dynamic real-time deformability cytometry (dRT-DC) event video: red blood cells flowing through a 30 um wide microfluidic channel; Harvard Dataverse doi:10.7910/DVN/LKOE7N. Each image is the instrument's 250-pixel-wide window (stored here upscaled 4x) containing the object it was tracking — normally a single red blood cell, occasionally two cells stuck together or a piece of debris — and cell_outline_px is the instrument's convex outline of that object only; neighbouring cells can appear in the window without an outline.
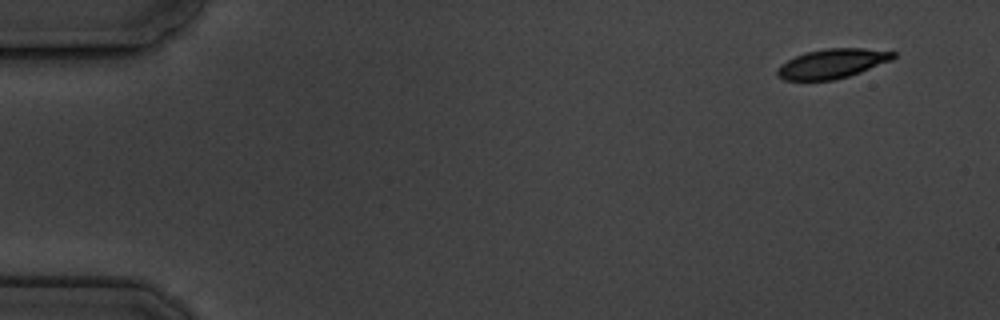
{"species": "common noctule bat (a hibernating species)", "species_latin": "Nyctalus noctula", "temperature_condition": "cold", "stored_images_in_passage": 5, "camera_frame_rate_fps": 3000, "um_per_image_px": 0.085, "animal": {"sex": "male", "body_mass_g": 19.5, "forearm_length_mm": 54.6}, "frame": {"image": 1, "passage_image": 1, "time_ms": 0.0, "image_size_px": [1000, 320], "cell_outline_px": [[896, 56], [892, 60], [860, 72], [848, 76], [832, 80], [784, 80], [776, 76], [776, 68], [780, 64], [804, 52], [824, 48], [864, 48], [896, 52]], "centroid_in_image_um": [70.71, 5.4], "position_along_channel_um": 14.3, "area_um2": 20.0}}